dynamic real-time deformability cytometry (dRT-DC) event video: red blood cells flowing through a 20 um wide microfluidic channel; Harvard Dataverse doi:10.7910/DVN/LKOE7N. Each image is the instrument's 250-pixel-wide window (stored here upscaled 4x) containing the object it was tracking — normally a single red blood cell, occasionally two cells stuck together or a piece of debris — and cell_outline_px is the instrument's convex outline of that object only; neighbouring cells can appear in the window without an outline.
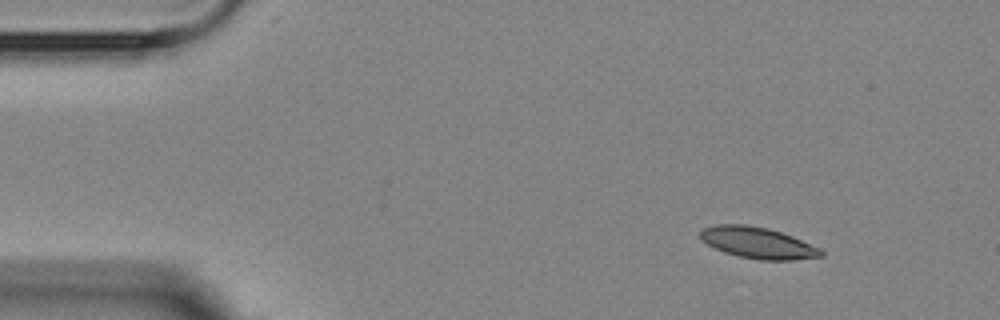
{"species": "Egyptian fruit bat (a non-hibernating species)", "species_latin": "Rousettus aegyptiacus", "temperature_condition": "room temperature", "stored_images_in_passage": 4, "camera_frame_rate_fps": 3000, "um_per_image_px": 0.085, "animal": {"sex": "female"}, "frame": {"image": 1, "passage_image": 1, "time_ms": 0.0, "image_size_px": [1000, 320], "cell_outline_px": [[824, 256], [792, 260], [760, 260], [740, 256], [724, 252], [708, 244], [700, 236], [700, 228], [716, 224], [744, 224], [768, 228], [792, 236], [820, 248], [824, 252]], "centroid_in_image_um": [64.42, 20.63], "position_along_channel_um": 20.6, "area_um2": 21.91}}
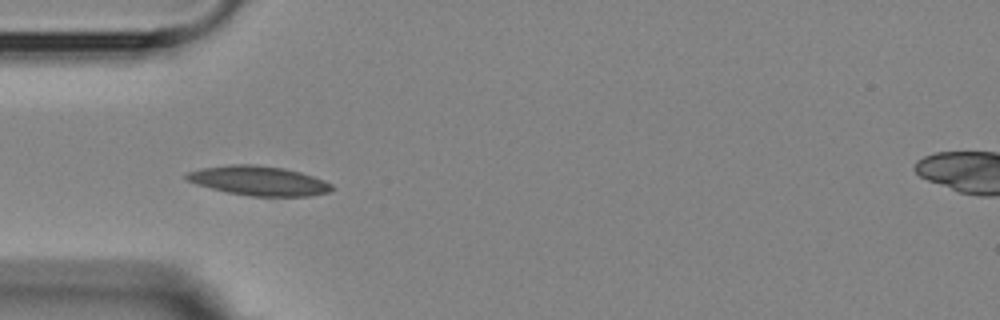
{"frame": {"image": 2, "passage_image": 4, "time_ms": 3.333, "image_size_px": [1000, 320], "cell_outline_px": [[332, 188], [328, 192], [308, 196], [252, 196], [228, 192], [196, 184], [184, 180], [184, 176], [188, 172], [200, 168], [228, 164], [256, 164], [284, 168], [300, 172], [324, 180], [332, 184]], "centroid_in_image_um": [21.95, 15.35], "position_along_channel_um": 63.1, "area_um2": 24.91}}